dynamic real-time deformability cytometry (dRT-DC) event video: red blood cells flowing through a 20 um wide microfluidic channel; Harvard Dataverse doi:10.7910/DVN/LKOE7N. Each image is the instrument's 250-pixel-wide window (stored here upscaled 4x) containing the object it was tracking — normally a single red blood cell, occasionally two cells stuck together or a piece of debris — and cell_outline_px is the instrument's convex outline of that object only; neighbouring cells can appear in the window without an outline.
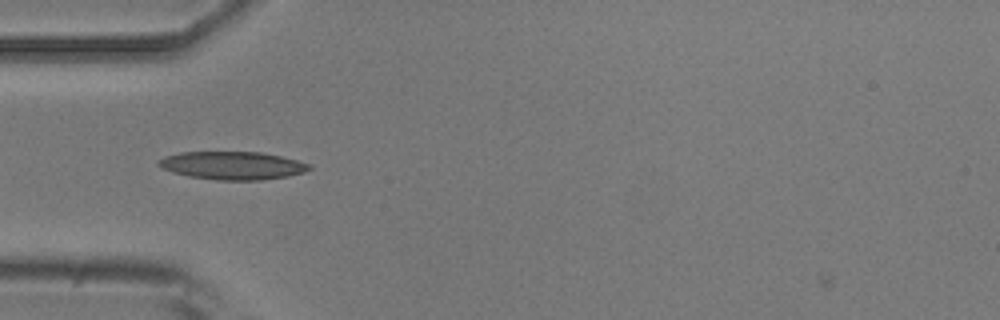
{"species": "common noctule bat (a hibernating species)", "species_latin": "Nyctalus noctula", "temperature_condition": "room temperature", "stored_images_in_passage": 6, "camera_frame_rate_fps": 3000, "um_per_image_px": 0.085, "animal": {"sex": "male", "body_mass_g": 20.5, "forearm_length_mm": 52.5}, "frame": {"image": 1, "passage_image": 5, "time_ms": 4.333, "image_size_px": [1000, 320], "cell_outline_px": [[312, 168], [304, 172], [288, 176], [260, 180], [216, 180], [188, 176], [172, 172], [156, 164], [156, 160], [164, 156], [180, 152], [260, 152], [280, 156], [312, 164]], "centroid_in_image_um": [19.74, 14.07], "position_along_channel_um": 65.3, "area_um2": 24.68}}
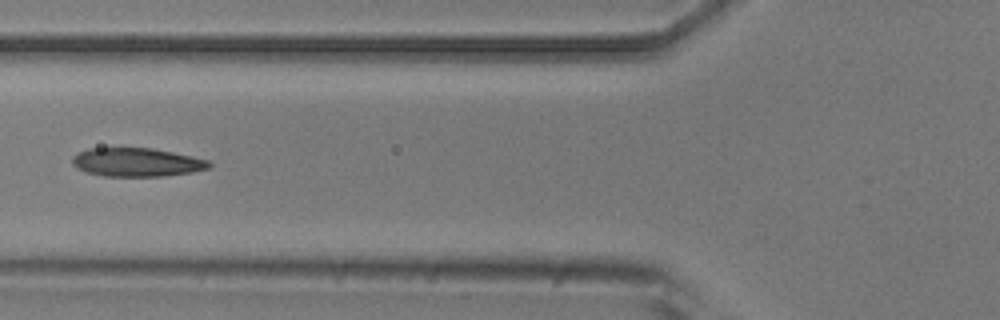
{"frame": {"image": 2, "passage_image": 6, "time_ms": 5.667, "image_size_px": [1000, 320], "cell_outline_px": [[212, 164], [208, 168], [192, 172], [164, 176], [104, 176], [84, 172], [76, 168], [72, 164], [72, 156], [76, 152], [88, 148], [120, 144], [152, 148], [192, 156], [208, 160]], "centroid_in_image_um": [11.51, 13.74], "position_along_channel_um": 114.3, "area_um2": 23.87}}